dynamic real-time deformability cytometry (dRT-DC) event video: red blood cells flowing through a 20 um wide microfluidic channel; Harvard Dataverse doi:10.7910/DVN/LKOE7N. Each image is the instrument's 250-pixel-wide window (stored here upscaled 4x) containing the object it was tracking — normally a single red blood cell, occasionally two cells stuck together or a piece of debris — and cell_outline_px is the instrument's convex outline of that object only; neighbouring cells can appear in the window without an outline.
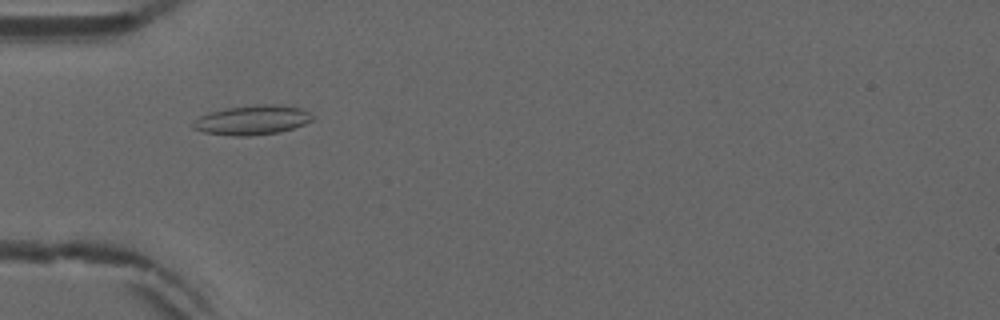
{"species": "common noctule bat (a hibernating species)", "species_latin": "Nyctalus noctula", "temperature_condition": "warm", "stored_images_in_passage": 30, "camera_frame_rate_fps": 3000, "um_per_image_px": 0.085, "animal": {"sex": "male", "forearm_length_mm": 52.5}, "frame": {"image": 1, "passage_image": 18, "time_ms": 5.667, "image_size_px": [1000, 320], "cell_outline_px": [[312, 120], [304, 124], [280, 132], [248, 136], [232, 136], [204, 132], [192, 128], [192, 124], [200, 116], [208, 112], [224, 108], [256, 104], [280, 104], [300, 108], [308, 112], [312, 116]], "centroid_in_image_um": [21.42, 10.19], "position_along_channel_um": 63.6, "area_um2": 20.58}}
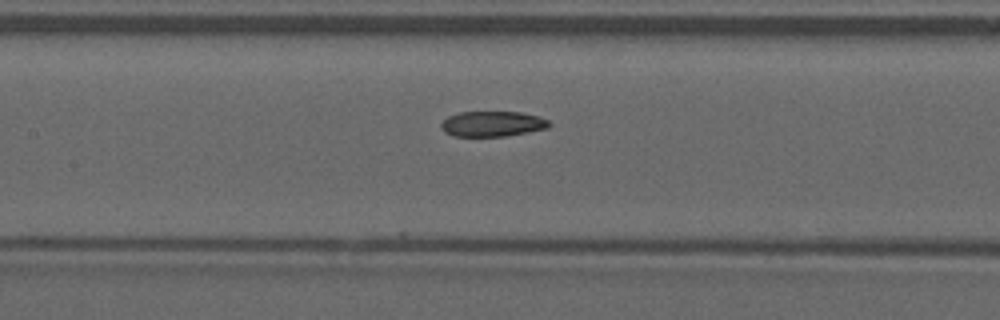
{"frame": {"image": 2, "passage_image": 26, "time_ms": 8.333, "image_size_px": [1000, 320], "cell_outline_px": [[552, 124], [548, 128], [504, 136], [452, 136], [444, 132], [440, 128], [440, 124], [448, 116], [460, 112], [520, 112], [540, 116], [548, 120]], "centroid_in_image_um": [41.85, 10.52], "position_along_channel_um": 165.6, "area_um2": 16.01}}
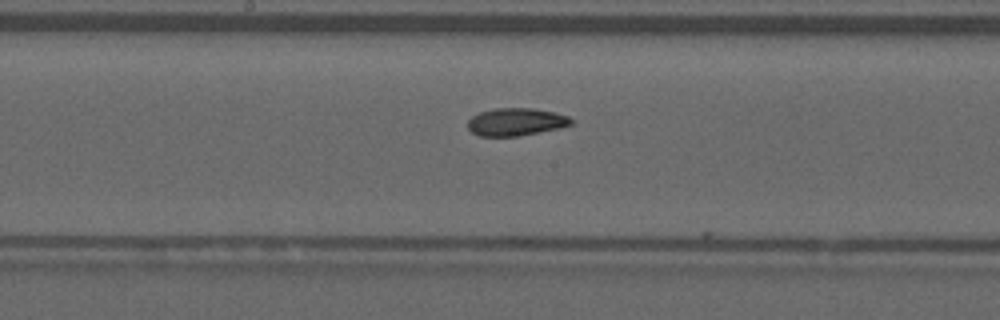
{"frame": {"image": 3, "passage_image": 29, "time_ms": 9.333, "image_size_px": [1000, 320], "cell_outline_px": [[572, 124], [556, 128], [516, 136], [480, 136], [472, 132], [468, 128], [468, 120], [472, 116], [480, 112], [496, 108], [532, 108], [556, 112], [568, 116], [572, 120]], "centroid_in_image_um": [43.83, 10.34], "position_along_channel_um": 204.4, "area_um2": 16.42}}